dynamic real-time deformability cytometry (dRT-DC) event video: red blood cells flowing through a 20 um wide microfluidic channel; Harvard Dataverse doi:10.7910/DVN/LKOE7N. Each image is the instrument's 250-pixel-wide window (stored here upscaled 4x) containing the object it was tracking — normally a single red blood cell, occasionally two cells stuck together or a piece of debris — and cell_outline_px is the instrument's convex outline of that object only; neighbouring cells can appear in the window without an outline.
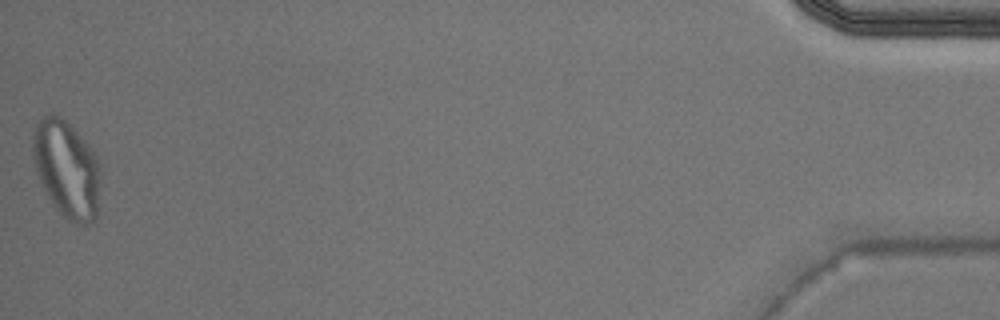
{"species": "Egyptian fruit bat (a non-hibernating species)", "species_latin": "Rousettus aegyptiacus", "temperature_condition": "warm", "stored_images_in_passage": 30, "camera_frame_rate_fps": 3000, "um_per_image_px": 0.085, "animal": {"sex": "male"}, "frame": {"image": 1, "passage_image": 30, "time_ms": 9.667, "image_size_px": [1000, 320], "cell_outline_px": [[96, 216], [92, 220], [84, 224], [80, 224], [68, 220], [56, 208], [48, 196], [40, 180], [32, 156], [32, 136], [36, 124], [40, 116], [52, 112], [56, 112], [84, 140], [96, 156]], "centroid_in_image_um": [5.57, 14.29], "position_along_channel_um": 429.6, "area_um2": 36.99}}